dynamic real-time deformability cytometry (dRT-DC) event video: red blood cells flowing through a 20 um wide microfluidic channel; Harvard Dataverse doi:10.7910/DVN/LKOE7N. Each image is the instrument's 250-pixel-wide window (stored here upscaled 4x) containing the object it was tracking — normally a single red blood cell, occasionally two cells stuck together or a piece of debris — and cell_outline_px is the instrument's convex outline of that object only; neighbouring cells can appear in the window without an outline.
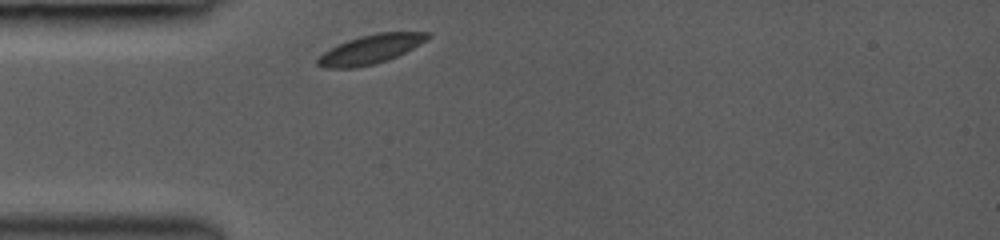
{"species": "common noctule bat (a hibernating species)", "species_latin": "Nyctalus noctula", "temperature_condition": "room temperature", "stored_images_in_passage": 42, "camera_frame_rate_fps": 3000, "um_per_image_px": 0.085, "animal": {"sex": "female", "body_mass_g": 19.0, "forearm_length_mm": 53.3}, "frame": {"image": 1, "passage_image": 1, "time_ms": 0.0, "image_size_px": [1000, 240], "cell_outline_px": [[432, 36], [420, 44], [388, 60], [356, 68], [324, 68], [316, 64], [316, 60], [324, 52], [348, 40], [360, 36], [380, 32], [432, 32]], "centroid_in_image_um": [31.51, 4.19], "position_along_channel_um": 53.5, "area_um2": 18.38}}
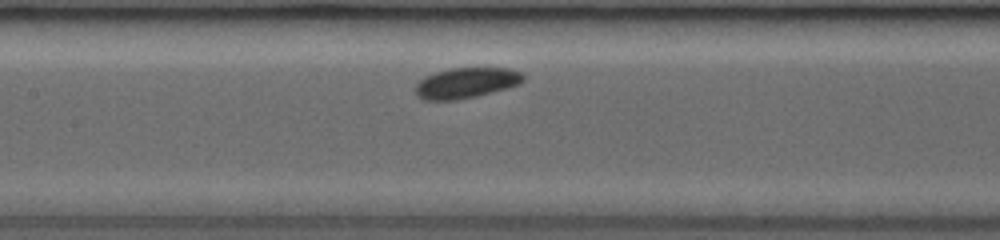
{"frame": {"image": 2, "passage_image": 14, "time_ms": 3.0, "image_size_px": [1000, 240], "cell_outline_px": [[524, 80], [520, 84], [508, 88], [476, 96], [456, 100], [424, 100], [416, 92], [416, 84], [424, 76], [448, 68], [508, 68], [520, 72], [524, 76]], "centroid_in_image_um": [39.64, 7.04], "position_along_channel_um": 167.8, "area_um2": 19.13}}
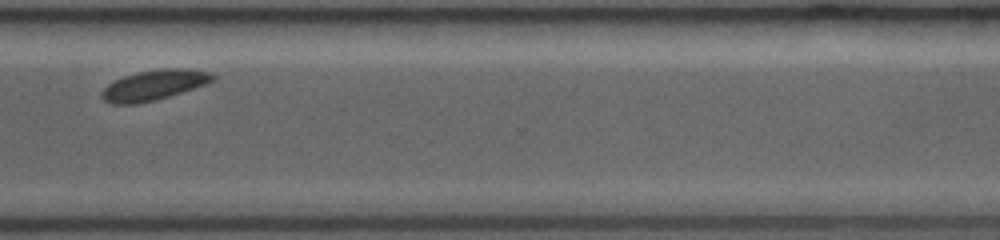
{"frame": {"image": 3, "passage_image": 41, "time_ms": 7.667, "image_size_px": [1000, 240], "cell_outline_px": [[216, 76], [212, 80], [204, 84], [156, 100], [136, 104], [112, 104], [104, 100], [100, 96], [100, 92], [108, 84], [124, 76], [136, 72], [164, 68], [188, 68], [212, 72]], "centroid_in_image_um": [13.06, 7.22], "position_along_channel_um": 357.5, "area_um2": 19.42}}